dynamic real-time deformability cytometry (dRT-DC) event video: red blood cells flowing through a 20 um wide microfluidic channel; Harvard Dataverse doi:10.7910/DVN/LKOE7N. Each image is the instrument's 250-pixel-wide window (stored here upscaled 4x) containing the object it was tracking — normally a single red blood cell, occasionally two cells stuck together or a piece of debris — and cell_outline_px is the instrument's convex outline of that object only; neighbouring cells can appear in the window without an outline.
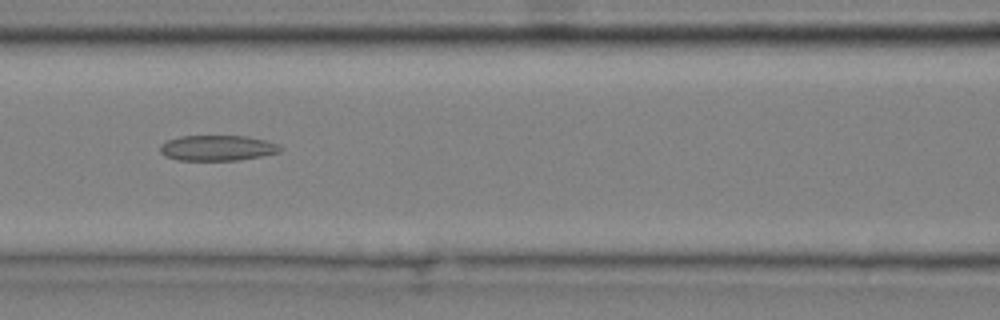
{"species": "common noctule bat (a hibernating species)", "species_latin": "Nyctalus noctula", "temperature_condition": "cold", "stored_images_in_passage": 8, "camera_frame_rate_fps": 3000, "um_per_image_px": 0.085, "animal": {"sex": "male", "body_mass_g": 20.4}, "frame": {"image": 1, "passage_image": 7, "time_ms": 2.0, "image_size_px": [1000, 320], "cell_outline_px": [[284, 148], [280, 152], [240, 160], [176, 160], [164, 156], [160, 152], [160, 144], [168, 140], [180, 136], [248, 136], [264, 140], [276, 144]], "centroid_in_image_um": [18.45, 12.58], "position_along_channel_um": 148.1, "area_um2": 17.86}}
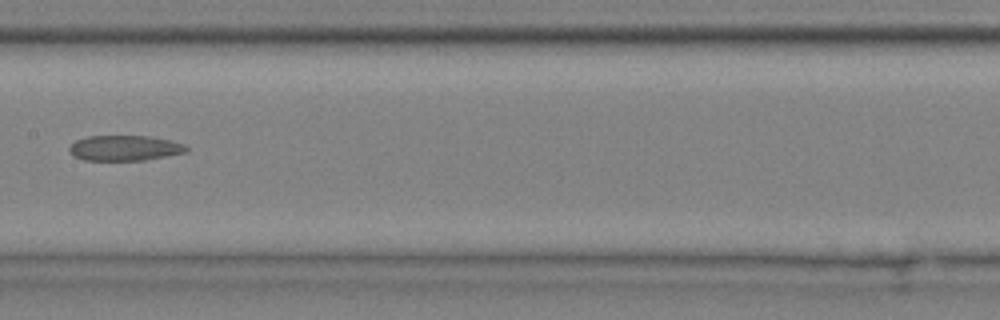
{"frame": {"image": 2, "passage_image": 8, "time_ms": 2.333, "image_size_px": [1000, 320], "cell_outline_px": [[188, 152], [144, 160], [84, 160], [72, 156], [68, 152], [68, 148], [76, 140], [88, 136], [148, 136], [172, 140], [188, 144]], "centroid_in_image_um": [10.62, 12.58], "position_along_channel_um": 196.8, "area_um2": 17.51}}